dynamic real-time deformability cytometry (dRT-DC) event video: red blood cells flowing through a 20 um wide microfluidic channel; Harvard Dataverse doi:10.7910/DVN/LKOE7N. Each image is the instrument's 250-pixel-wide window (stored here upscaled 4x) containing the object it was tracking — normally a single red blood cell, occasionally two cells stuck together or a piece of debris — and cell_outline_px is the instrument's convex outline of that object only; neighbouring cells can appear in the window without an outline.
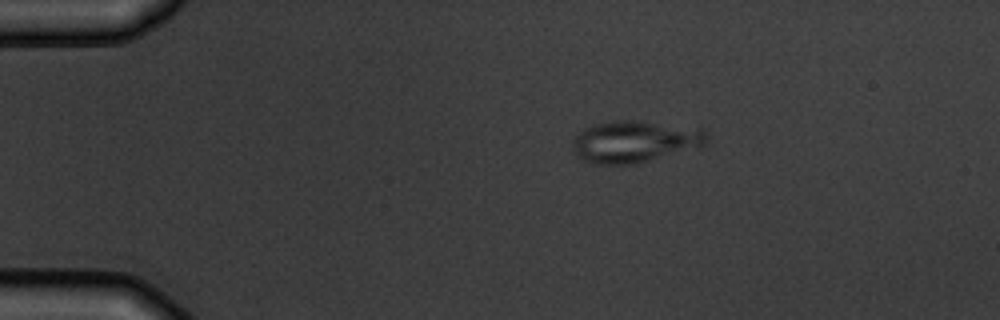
{"species": "common noctule bat (a hibernating species)", "species_latin": "Nyctalus noctula", "temperature_condition": "warm", "stored_images_in_passage": 6, "camera_frame_rate_fps": 3000, "um_per_image_px": 0.085, "animal": {"sex": "male", "body_mass_g": 19.5, "forearm_length_mm": 54.6}, "frame": {"image": 1, "passage_image": 1, "time_ms": 0.0, "image_size_px": [1000, 320], "cell_outline_px": [[708, 144], [700, 148], [636, 164], [592, 164], [576, 156], [572, 148], [572, 140], [584, 128], [592, 124], [612, 120], [628, 120], [700, 128], [708, 136]], "centroid_in_image_um": [53.96, 12.05], "position_along_channel_um": 31.0, "area_um2": 33.06}}